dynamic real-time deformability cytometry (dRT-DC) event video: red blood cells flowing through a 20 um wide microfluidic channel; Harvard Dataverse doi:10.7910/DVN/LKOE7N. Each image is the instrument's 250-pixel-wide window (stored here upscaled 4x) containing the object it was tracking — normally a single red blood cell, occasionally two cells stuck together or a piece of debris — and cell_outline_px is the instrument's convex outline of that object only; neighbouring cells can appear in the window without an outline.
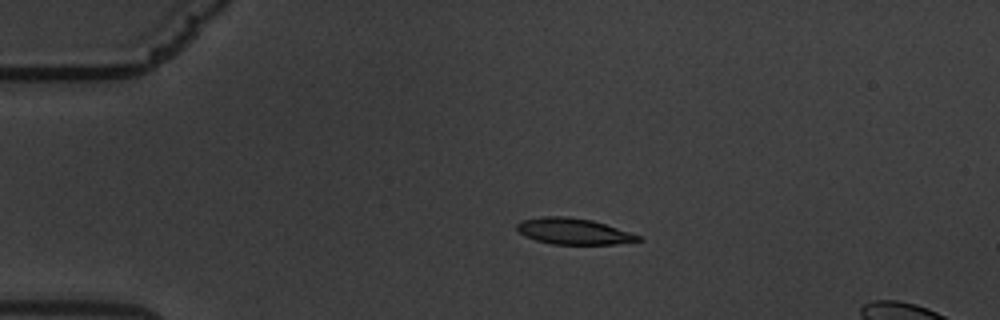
{"species": "common noctule bat (a hibernating species)", "species_latin": "Nyctalus noctula", "temperature_condition": "warm", "stored_images_in_passage": 57, "camera_frame_rate_fps": 3000, "um_per_image_px": 0.085, "animal": {"sex": "male", "body_mass_g": 19.5, "forearm_length_mm": 54.6}, "frame": {"image": 1, "passage_image": 7, "time_ms": 2.0, "image_size_px": [1000, 320], "cell_outline_px": [[644, 240], [616, 244], [552, 244], [536, 240], [524, 236], [516, 228], [516, 224], [520, 220], [540, 216], [568, 216], [592, 220], [640, 236]], "centroid_in_image_um": [48.69, 19.65], "position_along_channel_um": 36.3, "area_um2": 18.44}}
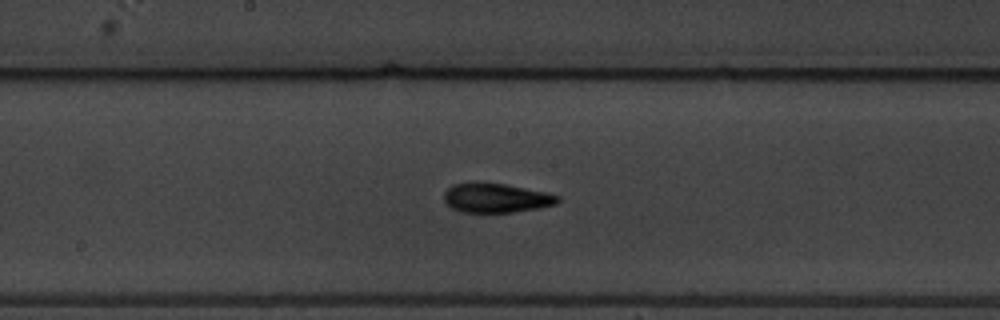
{"frame": {"image": 2, "passage_image": 26, "time_ms": 8.333, "image_size_px": [1000, 320], "cell_outline_px": [[560, 200], [556, 204], [540, 208], [512, 212], [464, 212], [452, 208], [444, 200], [444, 192], [452, 184], [472, 180], [480, 180], [504, 184], [544, 192], [560, 196]], "centroid_in_image_um": [42.12, 16.79], "position_along_channel_um": 206.1, "area_um2": 19.77}}
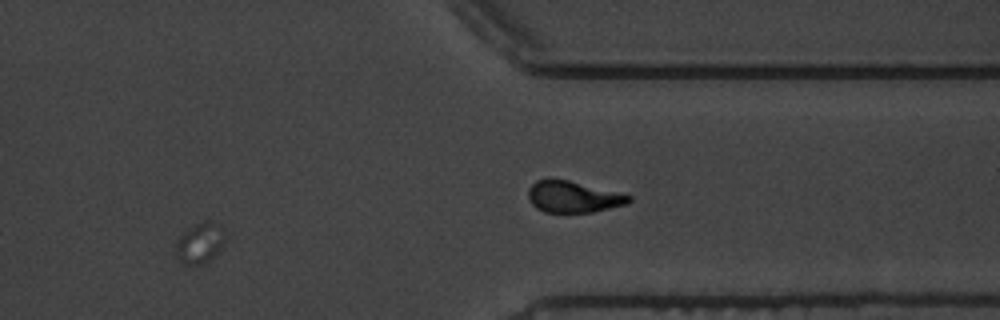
{"frame": {"image": 3, "passage_image": 40, "time_ms": 13.0, "image_size_px": [1000, 320], "cell_outline_px": [[224, 244], [204, 264], [184, 264], [176, 256], [176, 240], [188, 228], [204, 220], [216, 224], [224, 236]], "centroid_in_image_um": [16.94, 20.67], "position_along_channel_um": 394.5, "area_um2": 11.16}, "authors_computed_cell_mechanics": {"area_um2": 18.785, "velocity_mm_per_s": 3.3579, "shape_relaxation_time_tau1_ms": 4.5029, "shape_relaxation_time_tau2_ms": 2.1593, "deformation_change_tau1": 0.1766, "deformation_change_tau2": 0.0848}}